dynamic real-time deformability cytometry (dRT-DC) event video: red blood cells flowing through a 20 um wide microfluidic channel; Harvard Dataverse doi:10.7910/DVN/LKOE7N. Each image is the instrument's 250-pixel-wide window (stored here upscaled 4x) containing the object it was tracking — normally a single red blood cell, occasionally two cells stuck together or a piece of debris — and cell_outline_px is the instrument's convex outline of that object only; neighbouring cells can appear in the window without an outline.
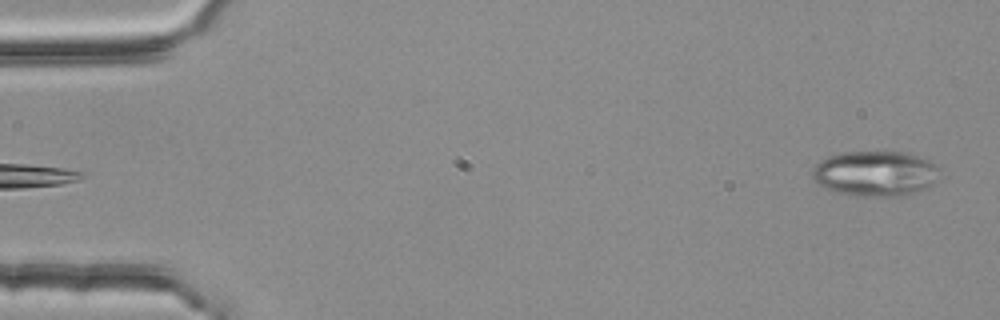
{"species": "common noctule bat (a hibernating species)", "species_latin": "Nyctalus noctula", "temperature_condition": "room temperature", "stored_images_in_passage": 4, "camera_frame_rate_fps": 3000, "um_per_image_px": 0.085, "animal": {"sex": "female", "body_mass_g": 25.1}, "frame": {"image": 1, "passage_image": 4, "time_ms": 1.0, "image_size_px": [1000, 320], "cell_outline_px": [[940, 168], [936, 180], [932, 184], [916, 192], [900, 196], [856, 196], [836, 192], [824, 188], [812, 180], [812, 168], [820, 160], [828, 156], [844, 152], [908, 152], [924, 156]], "centroid_in_image_um": [74.39, 14.74], "position_along_channel_um": 10.6, "area_um2": 33.99}}